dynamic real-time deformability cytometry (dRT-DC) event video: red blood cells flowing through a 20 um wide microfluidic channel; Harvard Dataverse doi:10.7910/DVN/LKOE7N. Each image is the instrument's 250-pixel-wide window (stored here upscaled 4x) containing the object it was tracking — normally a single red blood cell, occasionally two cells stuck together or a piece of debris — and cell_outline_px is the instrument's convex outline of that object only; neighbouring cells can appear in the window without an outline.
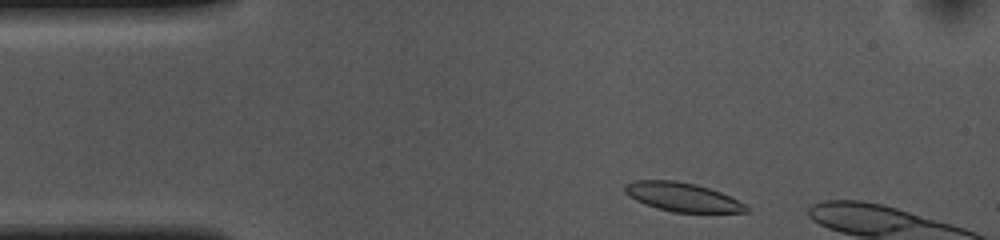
{"species": "common noctule bat (a hibernating species)", "species_latin": "Nyctalus noctula", "temperature_condition": "cold", "stored_images_in_passage": 8, "camera_frame_rate_fps": 3000, "um_per_image_px": 0.085, "animal": {"sex": "female", "body_mass_g": 10.0, "forearm_length_mm": 53.1}, "frame": {"image": 1, "passage_image": 2, "time_ms": 0.333, "image_size_px": [1000, 240], "cell_outline_px": [[752, 208], [748, 212], [672, 212], [656, 208], [636, 200], [628, 196], [624, 192], [624, 184], [632, 180], [676, 180], [696, 184], [720, 192]], "centroid_in_image_um": [57.96, 16.74], "position_along_channel_um": 27.0, "area_um2": 20.4}}